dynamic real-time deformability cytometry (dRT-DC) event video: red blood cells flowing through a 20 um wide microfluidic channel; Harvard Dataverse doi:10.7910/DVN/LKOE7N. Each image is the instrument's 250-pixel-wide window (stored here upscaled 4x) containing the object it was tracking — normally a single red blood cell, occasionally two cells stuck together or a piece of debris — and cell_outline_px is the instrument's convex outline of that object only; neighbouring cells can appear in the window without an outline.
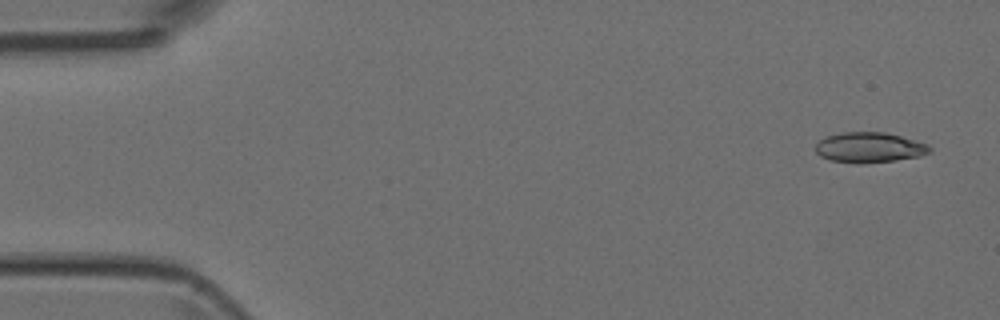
{"species": "Egyptian fruit bat (a non-hibernating species)", "species_latin": "Rousettus aegyptiacus", "temperature_condition": "room temperature", "stored_images_in_passage": 6, "camera_frame_rate_fps": 3000, "um_per_image_px": 0.085, "animal": {"sex": "female"}, "frame": {"image": 1, "passage_image": 1, "time_ms": 0.0, "image_size_px": [1000, 320], "cell_outline_px": [[932, 152], [920, 156], [896, 160], [856, 164], [828, 160], [820, 156], [816, 152], [816, 144], [824, 136], [844, 132], [884, 132], [900, 136], [928, 144], [932, 148]], "centroid_in_image_um": [73.88, 12.54], "position_along_channel_um": 11.1, "area_um2": 20.29}}
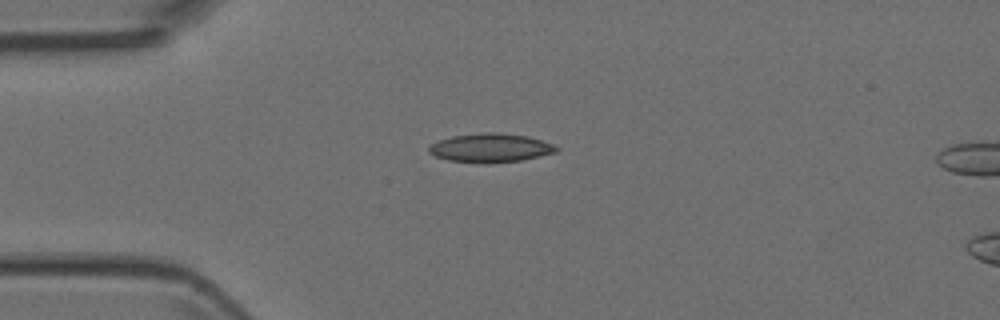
{"frame": {"image": 2, "passage_image": 4, "time_ms": 3.333, "image_size_px": [1000, 320], "cell_outline_px": [[560, 148], [556, 152], [520, 160], [488, 164], [484, 164], [448, 160], [436, 156], [428, 152], [428, 148], [432, 144], [440, 140], [452, 136], [484, 132], [496, 132], [528, 136], [556, 144]], "centroid_in_image_um": [41.72, 12.57], "position_along_channel_um": 43.3, "area_um2": 21.5}}
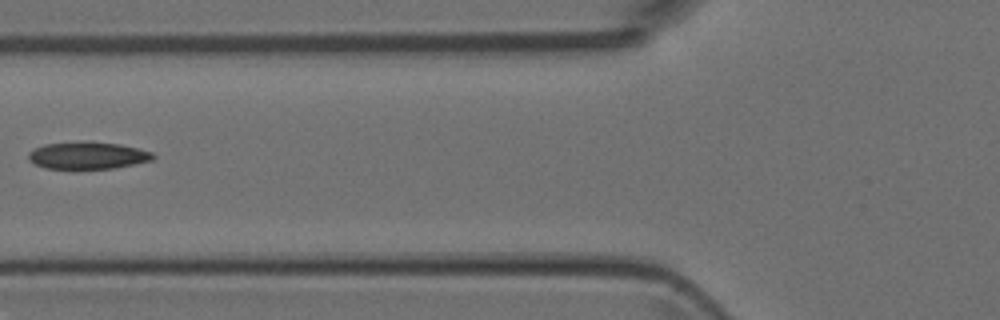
{"frame": {"image": 3, "passage_image": 6, "time_ms": 5.667, "image_size_px": [1000, 320], "cell_outline_px": [[156, 156], [152, 160], [112, 168], [72, 172], [48, 168], [36, 164], [28, 156], [28, 152], [44, 144], [80, 140], [92, 140], [120, 144], [152, 152]], "centroid_in_image_um": [7.43, 13.23], "position_along_channel_um": 118.4, "area_um2": 20.63}}